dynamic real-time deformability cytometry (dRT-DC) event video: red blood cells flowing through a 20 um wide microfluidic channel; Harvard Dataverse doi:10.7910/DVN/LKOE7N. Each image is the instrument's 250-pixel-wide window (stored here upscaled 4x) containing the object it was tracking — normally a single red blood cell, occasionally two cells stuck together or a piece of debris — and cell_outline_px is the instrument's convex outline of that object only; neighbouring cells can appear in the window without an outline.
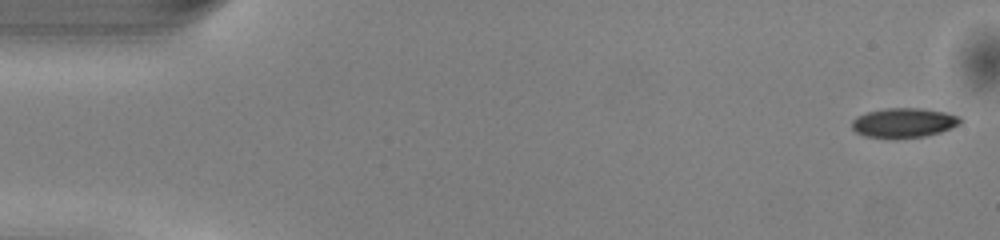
{"species": "common noctule bat (a hibernating species)", "species_latin": "Nyctalus noctula", "temperature_condition": "warm", "stored_images_in_passage": 50, "camera_frame_rate_fps": 3000, "um_per_image_px": 0.085, "animal": {"sex": "male", "body_mass_g": 13.0, "forearm_length_mm": 53.1}, "frame": {"image": 1, "passage_image": 1, "time_ms": 0.0, "image_size_px": [1000, 240], "cell_outline_px": [[964, 120], [960, 124], [940, 132], [924, 136], [864, 136], [856, 132], [852, 128], [852, 120], [856, 116], [868, 112], [884, 108], [920, 108], [944, 112], [960, 116]], "centroid_in_image_um": [76.84, 10.4], "position_along_channel_um": 8.2, "area_um2": 18.21}}
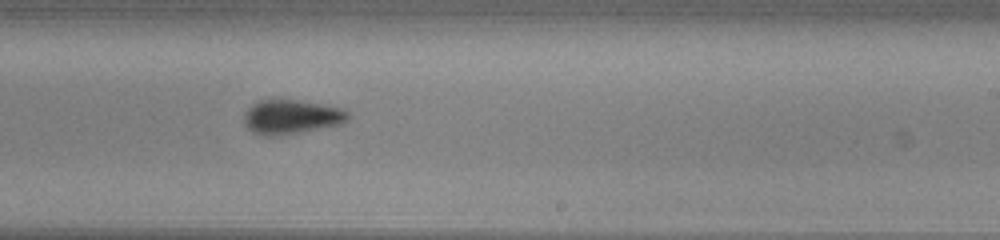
{"frame": {"image": 2, "passage_image": 30, "time_ms": 9.667, "image_size_px": [1000, 240], "cell_outline_px": [[348, 120], [344, 124], [300, 132], [272, 136], [264, 136], [252, 132], [244, 124], [244, 116], [248, 108], [252, 104], [260, 100], [296, 100], [344, 108], [348, 112]], "centroid_in_image_um": [24.78, 9.94], "position_along_channel_um": 264.2, "area_um2": 20.75}}
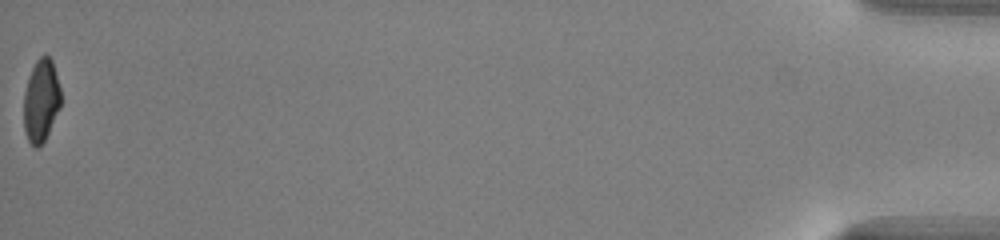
{"frame": {"image": 3, "passage_image": 50, "time_ms": 16.333, "image_size_px": [1000, 240], "cell_outline_px": [[60, 108], [44, 140], [36, 148], [28, 140], [24, 128], [24, 92], [28, 76], [36, 60], [44, 52], [52, 60], [60, 88]], "centroid_in_image_um": [3.48, 8.5], "position_along_channel_um": 431.7, "area_um2": 17.74}, "authors_computed_cell_mechanics": {"area_um2": 19.7965, "velocity_mm_per_s": 4.0949, "shape_relaxation_time_tau1_ms": 3.14, "shape_relaxation_time_tau2_ms": 5.2691, "deformation_change_tau1": 0.1175, "deformation_change_tau2": 0.0966}}